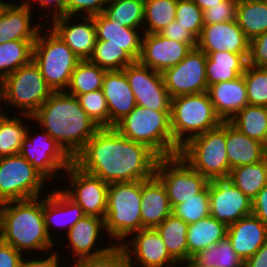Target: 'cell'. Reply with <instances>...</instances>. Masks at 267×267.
<instances>
[{
  "instance_id": "cell-39",
  "label": "cell",
  "mask_w": 267,
  "mask_h": 267,
  "mask_svg": "<svg viewBox=\"0 0 267 267\" xmlns=\"http://www.w3.org/2000/svg\"><path fill=\"white\" fill-rule=\"evenodd\" d=\"M103 14L122 26L143 30L144 0H108Z\"/></svg>"
},
{
  "instance_id": "cell-38",
  "label": "cell",
  "mask_w": 267,
  "mask_h": 267,
  "mask_svg": "<svg viewBox=\"0 0 267 267\" xmlns=\"http://www.w3.org/2000/svg\"><path fill=\"white\" fill-rule=\"evenodd\" d=\"M35 40H14L0 44V82L33 58Z\"/></svg>"
},
{
  "instance_id": "cell-5",
  "label": "cell",
  "mask_w": 267,
  "mask_h": 267,
  "mask_svg": "<svg viewBox=\"0 0 267 267\" xmlns=\"http://www.w3.org/2000/svg\"><path fill=\"white\" fill-rule=\"evenodd\" d=\"M140 206L141 180L109 184L104 222L106 233L109 239H114V244H121L132 233L143 229Z\"/></svg>"
},
{
  "instance_id": "cell-26",
  "label": "cell",
  "mask_w": 267,
  "mask_h": 267,
  "mask_svg": "<svg viewBox=\"0 0 267 267\" xmlns=\"http://www.w3.org/2000/svg\"><path fill=\"white\" fill-rule=\"evenodd\" d=\"M93 20L96 41H105V45L119 46L138 61L144 34L142 30L122 26L117 20H110L103 13L94 15Z\"/></svg>"
},
{
  "instance_id": "cell-54",
  "label": "cell",
  "mask_w": 267,
  "mask_h": 267,
  "mask_svg": "<svg viewBox=\"0 0 267 267\" xmlns=\"http://www.w3.org/2000/svg\"><path fill=\"white\" fill-rule=\"evenodd\" d=\"M58 252V253H57ZM60 252L56 249L54 251L51 252V254L49 256H42L40 258H34L31 259L26 258V256H24L21 267H60L62 265V263L60 264L61 260L59 258ZM45 257V258H44ZM62 267V266H61Z\"/></svg>"
},
{
  "instance_id": "cell-33",
  "label": "cell",
  "mask_w": 267,
  "mask_h": 267,
  "mask_svg": "<svg viewBox=\"0 0 267 267\" xmlns=\"http://www.w3.org/2000/svg\"><path fill=\"white\" fill-rule=\"evenodd\" d=\"M17 112L18 110L14 111L15 114L10 118L6 112L0 111V158L20 153L29 126L25 121L30 119L31 123L33 120L32 116L17 115Z\"/></svg>"
},
{
  "instance_id": "cell-44",
  "label": "cell",
  "mask_w": 267,
  "mask_h": 267,
  "mask_svg": "<svg viewBox=\"0 0 267 267\" xmlns=\"http://www.w3.org/2000/svg\"><path fill=\"white\" fill-rule=\"evenodd\" d=\"M243 77L249 105L267 107V68L248 64Z\"/></svg>"
},
{
  "instance_id": "cell-61",
  "label": "cell",
  "mask_w": 267,
  "mask_h": 267,
  "mask_svg": "<svg viewBox=\"0 0 267 267\" xmlns=\"http://www.w3.org/2000/svg\"><path fill=\"white\" fill-rule=\"evenodd\" d=\"M180 1L194 2L195 0H180Z\"/></svg>"
},
{
  "instance_id": "cell-8",
  "label": "cell",
  "mask_w": 267,
  "mask_h": 267,
  "mask_svg": "<svg viewBox=\"0 0 267 267\" xmlns=\"http://www.w3.org/2000/svg\"><path fill=\"white\" fill-rule=\"evenodd\" d=\"M44 31L42 27L38 32L32 60L38 65L41 75L53 92L65 91L81 60L50 26Z\"/></svg>"
},
{
  "instance_id": "cell-6",
  "label": "cell",
  "mask_w": 267,
  "mask_h": 267,
  "mask_svg": "<svg viewBox=\"0 0 267 267\" xmlns=\"http://www.w3.org/2000/svg\"><path fill=\"white\" fill-rule=\"evenodd\" d=\"M170 118L174 143L179 148L223 122L216 114L208 92L172 98Z\"/></svg>"
},
{
  "instance_id": "cell-50",
  "label": "cell",
  "mask_w": 267,
  "mask_h": 267,
  "mask_svg": "<svg viewBox=\"0 0 267 267\" xmlns=\"http://www.w3.org/2000/svg\"><path fill=\"white\" fill-rule=\"evenodd\" d=\"M248 64L267 68V31L250 41Z\"/></svg>"
},
{
  "instance_id": "cell-18",
  "label": "cell",
  "mask_w": 267,
  "mask_h": 267,
  "mask_svg": "<svg viewBox=\"0 0 267 267\" xmlns=\"http://www.w3.org/2000/svg\"><path fill=\"white\" fill-rule=\"evenodd\" d=\"M197 44H185L167 39L159 33H144L138 62L157 72L180 63Z\"/></svg>"
},
{
  "instance_id": "cell-15",
  "label": "cell",
  "mask_w": 267,
  "mask_h": 267,
  "mask_svg": "<svg viewBox=\"0 0 267 267\" xmlns=\"http://www.w3.org/2000/svg\"><path fill=\"white\" fill-rule=\"evenodd\" d=\"M125 73L136 105L157 111H171V97L164 85L161 72L154 71L138 61L127 65Z\"/></svg>"
},
{
  "instance_id": "cell-13",
  "label": "cell",
  "mask_w": 267,
  "mask_h": 267,
  "mask_svg": "<svg viewBox=\"0 0 267 267\" xmlns=\"http://www.w3.org/2000/svg\"><path fill=\"white\" fill-rule=\"evenodd\" d=\"M62 176L60 180L66 178L69 183L62 191L83 209L85 215L104 219L107 211L109 184L81 170L74 163L65 170Z\"/></svg>"
},
{
  "instance_id": "cell-48",
  "label": "cell",
  "mask_w": 267,
  "mask_h": 267,
  "mask_svg": "<svg viewBox=\"0 0 267 267\" xmlns=\"http://www.w3.org/2000/svg\"><path fill=\"white\" fill-rule=\"evenodd\" d=\"M238 0H224L219 5L203 11L204 25L236 20Z\"/></svg>"
},
{
  "instance_id": "cell-45",
  "label": "cell",
  "mask_w": 267,
  "mask_h": 267,
  "mask_svg": "<svg viewBox=\"0 0 267 267\" xmlns=\"http://www.w3.org/2000/svg\"><path fill=\"white\" fill-rule=\"evenodd\" d=\"M69 267H131L129 256L121 244H114L105 253L98 256L74 260ZM71 265V266H70Z\"/></svg>"
},
{
  "instance_id": "cell-7",
  "label": "cell",
  "mask_w": 267,
  "mask_h": 267,
  "mask_svg": "<svg viewBox=\"0 0 267 267\" xmlns=\"http://www.w3.org/2000/svg\"><path fill=\"white\" fill-rule=\"evenodd\" d=\"M178 155L209 181L228 178L231 168L226 152V121L188 140Z\"/></svg>"
},
{
  "instance_id": "cell-3",
  "label": "cell",
  "mask_w": 267,
  "mask_h": 267,
  "mask_svg": "<svg viewBox=\"0 0 267 267\" xmlns=\"http://www.w3.org/2000/svg\"><path fill=\"white\" fill-rule=\"evenodd\" d=\"M0 221L4 230V243L26 256L34 251L39 254L42 251L43 255L51 253L57 245L46 231L43 196L0 203Z\"/></svg>"
},
{
  "instance_id": "cell-53",
  "label": "cell",
  "mask_w": 267,
  "mask_h": 267,
  "mask_svg": "<svg viewBox=\"0 0 267 267\" xmlns=\"http://www.w3.org/2000/svg\"><path fill=\"white\" fill-rule=\"evenodd\" d=\"M24 254L13 246L3 243L0 247V267H21Z\"/></svg>"
},
{
  "instance_id": "cell-25",
  "label": "cell",
  "mask_w": 267,
  "mask_h": 267,
  "mask_svg": "<svg viewBox=\"0 0 267 267\" xmlns=\"http://www.w3.org/2000/svg\"><path fill=\"white\" fill-rule=\"evenodd\" d=\"M227 238L236 254L245 262L267 242V227L251 214L229 225Z\"/></svg>"
},
{
  "instance_id": "cell-1",
  "label": "cell",
  "mask_w": 267,
  "mask_h": 267,
  "mask_svg": "<svg viewBox=\"0 0 267 267\" xmlns=\"http://www.w3.org/2000/svg\"><path fill=\"white\" fill-rule=\"evenodd\" d=\"M159 158L146 145L124 137L113 127L100 128L73 163L110 184L152 178Z\"/></svg>"
},
{
  "instance_id": "cell-42",
  "label": "cell",
  "mask_w": 267,
  "mask_h": 267,
  "mask_svg": "<svg viewBox=\"0 0 267 267\" xmlns=\"http://www.w3.org/2000/svg\"><path fill=\"white\" fill-rule=\"evenodd\" d=\"M89 61L107 71L123 70L135 60L119 46L105 45V41H96Z\"/></svg>"
},
{
  "instance_id": "cell-46",
  "label": "cell",
  "mask_w": 267,
  "mask_h": 267,
  "mask_svg": "<svg viewBox=\"0 0 267 267\" xmlns=\"http://www.w3.org/2000/svg\"><path fill=\"white\" fill-rule=\"evenodd\" d=\"M77 99L99 128H109V109L102 89L78 95Z\"/></svg>"
},
{
  "instance_id": "cell-12",
  "label": "cell",
  "mask_w": 267,
  "mask_h": 267,
  "mask_svg": "<svg viewBox=\"0 0 267 267\" xmlns=\"http://www.w3.org/2000/svg\"><path fill=\"white\" fill-rule=\"evenodd\" d=\"M28 126L26 137L22 142L20 154L48 181L51 182L57 174L63 175L73 163V159L44 129L41 133ZM32 128L33 130H30ZM32 133V134H31ZM35 134V135H34ZM34 135V136H33ZM61 171V172H60Z\"/></svg>"
},
{
  "instance_id": "cell-40",
  "label": "cell",
  "mask_w": 267,
  "mask_h": 267,
  "mask_svg": "<svg viewBox=\"0 0 267 267\" xmlns=\"http://www.w3.org/2000/svg\"><path fill=\"white\" fill-rule=\"evenodd\" d=\"M178 0H144V33H159L176 19Z\"/></svg>"
},
{
  "instance_id": "cell-29",
  "label": "cell",
  "mask_w": 267,
  "mask_h": 267,
  "mask_svg": "<svg viewBox=\"0 0 267 267\" xmlns=\"http://www.w3.org/2000/svg\"><path fill=\"white\" fill-rule=\"evenodd\" d=\"M226 152L231 169L254 164L267 156V147L226 121Z\"/></svg>"
},
{
  "instance_id": "cell-21",
  "label": "cell",
  "mask_w": 267,
  "mask_h": 267,
  "mask_svg": "<svg viewBox=\"0 0 267 267\" xmlns=\"http://www.w3.org/2000/svg\"><path fill=\"white\" fill-rule=\"evenodd\" d=\"M197 48L206 55L211 52L230 51L236 54L250 53V40L236 20L204 25L197 40Z\"/></svg>"
},
{
  "instance_id": "cell-4",
  "label": "cell",
  "mask_w": 267,
  "mask_h": 267,
  "mask_svg": "<svg viewBox=\"0 0 267 267\" xmlns=\"http://www.w3.org/2000/svg\"><path fill=\"white\" fill-rule=\"evenodd\" d=\"M171 111H157L136 105L114 128L124 137L146 145L160 158L178 155L171 131Z\"/></svg>"
},
{
  "instance_id": "cell-41",
  "label": "cell",
  "mask_w": 267,
  "mask_h": 267,
  "mask_svg": "<svg viewBox=\"0 0 267 267\" xmlns=\"http://www.w3.org/2000/svg\"><path fill=\"white\" fill-rule=\"evenodd\" d=\"M192 259L204 267H244V261L236 254L227 237L199 251Z\"/></svg>"
},
{
  "instance_id": "cell-57",
  "label": "cell",
  "mask_w": 267,
  "mask_h": 267,
  "mask_svg": "<svg viewBox=\"0 0 267 267\" xmlns=\"http://www.w3.org/2000/svg\"><path fill=\"white\" fill-rule=\"evenodd\" d=\"M224 0H195L194 3L202 10L212 8V6L219 5Z\"/></svg>"
},
{
  "instance_id": "cell-31",
  "label": "cell",
  "mask_w": 267,
  "mask_h": 267,
  "mask_svg": "<svg viewBox=\"0 0 267 267\" xmlns=\"http://www.w3.org/2000/svg\"><path fill=\"white\" fill-rule=\"evenodd\" d=\"M228 226L208 216L188 225L187 245L188 261L199 251L218 243L227 237Z\"/></svg>"
},
{
  "instance_id": "cell-11",
  "label": "cell",
  "mask_w": 267,
  "mask_h": 267,
  "mask_svg": "<svg viewBox=\"0 0 267 267\" xmlns=\"http://www.w3.org/2000/svg\"><path fill=\"white\" fill-rule=\"evenodd\" d=\"M155 176L164 185L172 209L200 193L209 182L180 155L159 158Z\"/></svg>"
},
{
  "instance_id": "cell-9",
  "label": "cell",
  "mask_w": 267,
  "mask_h": 267,
  "mask_svg": "<svg viewBox=\"0 0 267 267\" xmlns=\"http://www.w3.org/2000/svg\"><path fill=\"white\" fill-rule=\"evenodd\" d=\"M52 93L38 65L31 60L0 82V111H6L5 103L18 109V114L32 116Z\"/></svg>"
},
{
  "instance_id": "cell-10",
  "label": "cell",
  "mask_w": 267,
  "mask_h": 267,
  "mask_svg": "<svg viewBox=\"0 0 267 267\" xmlns=\"http://www.w3.org/2000/svg\"><path fill=\"white\" fill-rule=\"evenodd\" d=\"M46 182L20 153L0 158V203L44 196Z\"/></svg>"
},
{
  "instance_id": "cell-49",
  "label": "cell",
  "mask_w": 267,
  "mask_h": 267,
  "mask_svg": "<svg viewBox=\"0 0 267 267\" xmlns=\"http://www.w3.org/2000/svg\"><path fill=\"white\" fill-rule=\"evenodd\" d=\"M64 2L65 15L94 16L103 13L108 0H64Z\"/></svg>"
},
{
  "instance_id": "cell-16",
  "label": "cell",
  "mask_w": 267,
  "mask_h": 267,
  "mask_svg": "<svg viewBox=\"0 0 267 267\" xmlns=\"http://www.w3.org/2000/svg\"><path fill=\"white\" fill-rule=\"evenodd\" d=\"M210 216L227 226L252 214V200L229 178L209 181Z\"/></svg>"
},
{
  "instance_id": "cell-2",
  "label": "cell",
  "mask_w": 267,
  "mask_h": 267,
  "mask_svg": "<svg viewBox=\"0 0 267 267\" xmlns=\"http://www.w3.org/2000/svg\"><path fill=\"white\" fill-rule=\"evenodd\" d=\"M32 118L36 129H44L72 159L100 129L77 97L65 91L53 92Z\"/></svg>"
},
{
  "instance_id": "cell-23",
  "label": "cell",
  "mask_w": 267,
  "mask_h": 267,
  "mask_svg": "<svg viewBox=\"0 0 267 267\" xmlns=\"http://www.w3.org/2000/svg\"><path fill=\"white\" fill-rule=\"evenodd\" d=\"M102 91L109 109V128H113L135 108V96L123 70L106 71Z\"/></svg>"
},
{
  "instance_id": "cell-30",
  "label": "cell",
  "mask_w": 267,
  "mask_h": 267,
  "mask_svg": "<svg viewBox=\"0 0 267 267\" xmlns=\"http://www.w3.org/2000/svg\"><path fill=\"white\" fill-rule=\"evenodd\" d=\"M248 57L249 54H236L230 51L209 53L206 61L208 87L243 75L248 65Z\"/></svg>"
},
{
  "instance_id": "cell-56",
  "label": "cell",
  "mask_w": 267,
  "mask_h": 267,
  "mask_svg": "<svg viewBox=\"0 0 267 267\" xmlns=\"http://www.w3.org/2000/svg\"><path fill=\"white\" fill-rule=\"evenodd\" d=\"M244 267H267V242L244 262Z\"/></svg>"
},
{
  "instance_id": "cell-28",
  "label": "cell",
  "mask_w": 267,
  "mask_h": 267,
  "mask_svg": "<svg viewBox=\"0 0 267 267\" xmlns=\"http://www.w3.org/2000/svg\"><path fill=\"white\" fill-rule=\"evenodd\" d=\"M207 92L222 121H229L249 104L243 75L231 81L210 85Z\"/></svg>"
},
{
  "instance_id": "cell-19",
  "label": "cell",
  "mask_w": 267,
  "mask_h": 267,
  "mask_svg": "<svg viewBox=\"0 0 267 267\" xmlns=\"http://www.w3.org/2000/svg\"><path fill=\"white\" fill-rule=\"evenodd\" d=\"M51 22V29L74 54L80 60H89L97 40L93 16L63 15L52 19Z\"/></svg>"
},
{
  "instance_id": "cell-35",
  "label": "cell",
  "mask_w": 267,
  "mask_h": 267,
  "mask_svg": "<svg viewBox=\"0 0 267 267\" xmlns=\"http://www.w3.org/2000/svg\"><path fill=\"white\" fill-rule=\"evenodd\" d=\"M229 122L240 132L267 147V107L246 105Z\"/></svg>"
},
{
  "instance_id": "cell-36",
  "label": "cell",
  "mask_w": 267,
  "mask_h": 267,
  "mask_svg": "<svg viewBox=\"0 0 267 267\" xmlns=\"http://www.w3.org/2000/svg\"><path fill=\"white\" fill-rule=\"evenodd\" d=\"M228 178L253 200L257 193L267 185V156L257 163L231 169Z\"/></svg>"
},
{
  "instance_id": "cell-37",
  "label": "cell",
  "mask_w": 267,
  "mask_h": 267,
  "mask_svg": "<svg viewBox=\"0 0 267 267\" xmlns=\"http://www.w3.org/2000/svg\"><path fill=\"white\" fill-rule=\"evenodd\" d=\"M106 71L89 60H81L73 71L65 92L77 97L78 95L102 89Z\"/></svg>"
},
{
  "instance_id": "cell-43",
  "label": "cell",
  "mask_w": 267,
  "mask_h": 267,
  "mask_svg": "<svg viewBox=\"0 0 267 267\" xmlns=\"http://www.w3.org/2000/svg\"><path fill=\"white\" fill-rule=\"evenodd\" d=\"M172 213L184 220L188 224L195 223L201 219L210 216L209 205V182L208 185L193 198L176 205Z\"/></svg>"
},
{
  "instance_id": "cell-22",
  "label": "cell",
  "mask_w": 267,
  "mask_h": 267,
  "mask_svg": "<svg viewBox=\"0 0 267 267\" xmlns=\"http://www.w3.org/2000/svg\"><path fill=\"white\" fill-rule=\"evenodd\" d=\"M33 9L28 4L6 1L0 11V44L14 40H36L42 25L32 23Z\"/></svg>"
},
{
  "instance_id": "cell-55",
  "label": "cell",
  "mask_w": 267,
  "mask_h": 267,
  "mask_svg": "<svg viewBox=\"0 0 267 267\" xmlns=\"http://www.w3.org/2000/svg\"><path fill=\"white\" fill-rule=\"evenodd\" d=\"M252 214L267 227V185L252 200Z\"/></svg>"
},
{
  "instance_id": "cell-14",
  "label": "cell",
  "mask_w": 267,
  "mask_h": 267,
  "mask_svg": "<svg viewBox=\"0 0 267 267\" xmlns=\"http://www.w3.org/2000/svg\"><path fill=\"white\" fill-rule=\"evenodd\" d=\"M206 61L207 55L196 47L180 63L161 73L171 98L208 91Z\"/></svg>"
},
{
  "instance_id": "cell-60",
  "label": "cell",
  "mask_w": 267,
  "mask_h": 267,
  "mask_svg": "<svg viewBox=\"0 0 267 267\" xmlns=\"http://www.w3.org/2000/svg\"><path fill=\"white\" fill-rule=\"evenodd\" d=\"M6 2L4 0L0 1V11H1V8L3 7V5L5 4Z\"/></svg>"
},
{
  "instance_id": "cell-32",
  "label": "cell",
  "mask_w": 267,
  "mask_h": 267,
  "mask_svg": "<svg viewBox=\"0 0 267 267\" xmlns=\"http://www.w3.org/2000/svg\"><path fill=\"white\" fill-rule=\"evenodd\" d=\"M188 225L172 213L155 228L161 235L168 253L180 266L188 262Z\"/></svg>"
},
{
  "instance_id": "cell-34",
  "label": "cell",
  "mask_w": 267,
  "mask_h": 267,
  "mask_svg": "<svg viewBox=\"0 0 267 267\" xmlns=\"http://www.w3.org/2000/svg\"><path fill=\"white\" fill-rule=\"evenodd\" d=\"M236 22L250 41L265 33L267 31L266 1L238 0Z\"/></svg>"
},
{
  "instance_id": "cell-52",
  "label": "cell",
  "mask_w": 267,
  "mask_h": 267,
  "mask_svg": "<svg viewBox=\"0 0 267 267\" xmlns=\"http://www.w3.org/2000/svg\"><path fill=\"white\" fill-rule=\"evenodd\" d=\"M23 1H24L23 2L24 4H28L32 8H33L34 3L36 2L35 5L39 4L38 6L41 8L42 11L47 9L45 11L46 14H44V15H46L44 18V20H47L46 22H49L50 18L52 20L54 18L65 15V2H64V0H33V1L32 0H23ZM50 15H51V17H50Z\"/></svg>"
},
{
  "instance_id": "cell-27",
  "label": "cell",
  "mask_w": 267,
  "mask_h": 267,
  "mask_svg": "<svg viewBox=\"0 0 267 267\" xmlns=\"http://www.w3.org/2000/svg\"><path fill=\"white\" fill-rule=\"evenodd\" d=\"M140 208L143 229L156 228L172 214L166 189L156 176L141 180Z\"/></svg>"
},
{
  "instance_id": "cell-58",
  "label": "cell",
  "mask_w": 267,
  "mask_h": 267,
  "mask_svg": "<svg viewBox=\"0 0 267 267\" xmlns=\"http://www.w3.org/2000/svg\"><path fill=\"white\" fill-rule=\"evenodd\" d=\"M186 265V266H185ZM181 267H204V266H199L192 258L183 264Z\"/></svg>"
},
{
  "instance_id": "cell-59",
  "label": "cell",
  "mask_w": 267,
  "mask_h": 267,
  "mask_svg": "<svg viewBox=\"0 0 267 267\" xmlns=\"http://www.w3.org/2000/svg\"><path fill=\"white\" fill-rule=\"evenodd\" d=\"M3 243H4V230L2 223L0 221V247L2 246Z\"/></svg>"
},
{
  "instance_id": "cell-17",
  "label": "cell",
  "mask_w": 267,
  "mask_h": 267,
  "mask_svg": "<svg viewBox=\"0 0 267 267\" xmlns=\"http://www.w3.org/2000/svg\"><path fill=\"white\" fill-rule=\"evenodd\" d=\"M128 238L121 245L129 256L131 267H181L170 256L155 228L140 229Z\"/></svg>"
},
{
  "instance_id": "cell-24",
  "label": "cell",
  "mask_w": 267,
  "mask_h": 267,
  "mask_svg": "<svg viewBox=\"0 0 267 267\" xmlns=\"http://www.w3.org/2000/svg\"><path fill=\"white\" fill-rule=\"evenodd\" d=\"M53 188L48 196H43V215L46 231L51 240L55 241L51 233L52 228L56 229L54 226L60 227V230L64 228L66 230L63 231L68 232L77 221L85 216V213L61 188Z\"/></svg>"
},
{
  "instance_id": "cell-20",
  "label": "cell",
  "mask_w": 267,
  "mask_h": 267,
  "mask_svg": "<svg viewBox=\"0 0 267 267\" xmlns=\"http://www.w3.org/2000/svg\"><path fill=\"white\" fill-rule=\"evenodd\" d=\"M103 231V232H102ZM106 234L105 222L104 219L98 218L95 216L85 215L79 221H77L66 233L67 237V249L71 251L70 256L72 255L75 260H82L84 258L98 256L105 253L113 245V241L106 242V246L98 245L100 237ZM96 248V249H95Z\"/></svg>"
},
{
  "instance_id": "cell-51",
  "label": "cell",
  "mask_w": 267,
  "mask_h": 267,
  "mask_svg": "<svg viewBox=\"0 0 267 267\" xmlns=\"http://www.w3.org/2000/svg\"><path fill=\"white\" fill-rule=\"evenodd\" d=\"M163 37L185 44H197V39L176 20L159 32Z\"/></svg>"
},
{
  "instance_id": "cell-47",
  "label": "cell",
  "mask_w": 267,
  "mask_h": 267,
  "mask_svg": "<svg viewBox=\"0 0 267 267\" xmlns=\"http://www.w3.org/2000/svg\"><path fill=\"white\" fill-rule=\"evenodd\" d=\"M175 20L198 40L204 26L203 11L194 2L178 0Z\"/></svg>"
}]
</instances>
